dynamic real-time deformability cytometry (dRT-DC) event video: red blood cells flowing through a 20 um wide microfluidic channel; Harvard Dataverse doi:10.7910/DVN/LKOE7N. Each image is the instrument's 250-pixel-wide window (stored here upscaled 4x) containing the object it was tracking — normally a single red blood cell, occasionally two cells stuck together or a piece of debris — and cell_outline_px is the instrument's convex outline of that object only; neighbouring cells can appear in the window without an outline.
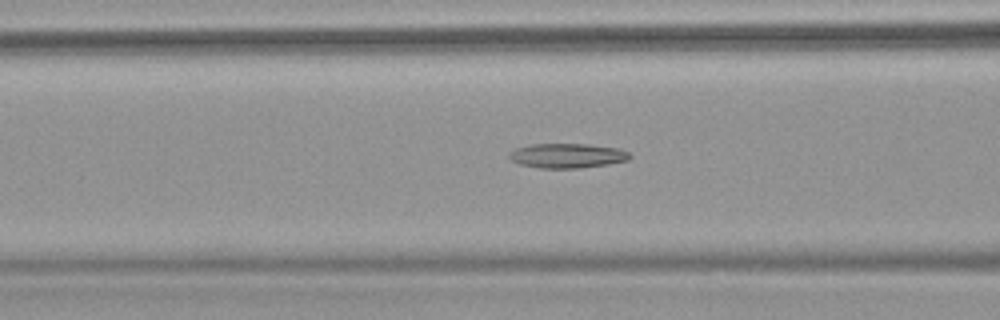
{"species": "common noctule bat (a hibernating species)", "species_latin": "Nyctalus noctula", "temperature_condition": "warm", "stored_images_in_passage": 42, "camera_frame_rate_fps": 3000, "um_per_image_px": 0.085, "animal": {"sex": "female", "body_mass_g": 18.4}, "frame": {"image": 1, "passage_image": 6, "time_ms": 1.667, "image_size_px": [1000, 320], "cell_outline_px": [[632, 156], [628, 160], [608, 164], [580, 168], [540, 168], [520, 164], [508, 160], [508, 152], [516, 148], [528, 144], [588, 144], [616, 148], [628, 152]], "centroid_in_image_um": [48.16, 13.23], "position_along_channel_um": 118.4, "area_um2": 17.4}}
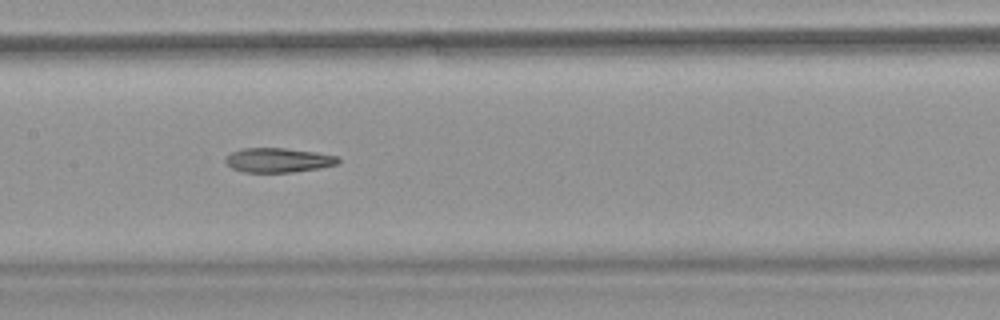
{"frame": {"image": 2, "passage_image": 12, "time_ms": 3.667, "image_size_px": [1000, 320], "cell_outline_px": [[340, 160], [336, 164], [320, 168], [292, 172], [244, 172], [232, 168], [224, 160], [232, 152], [244, 148], [284, 148], [316, 152], [336, 156]], "centroid_in_image_um": [23.65, 13.61], "position_along_channel_um": 183.8, "area_um2": 15.84}}
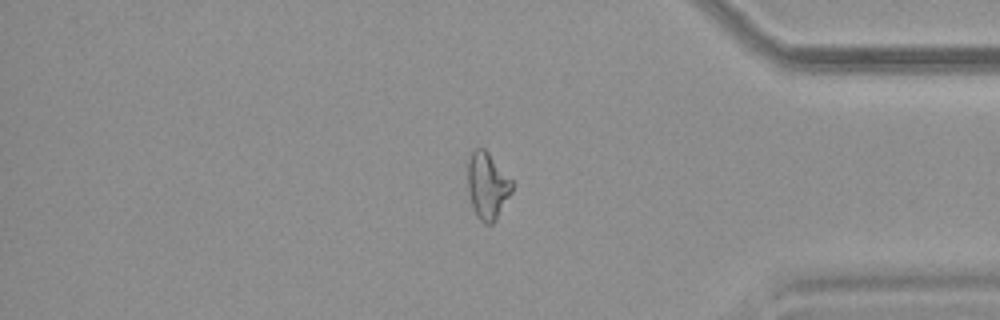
{"frame": {"image": 3, "passage_image": 33, "time_ms": 10.667, "image_size_px": [1000, 320], "cell_outline_px": [[516, 184], [512, 192], [496, 220], [492, 224], [484, 224], [476, 216], [472, 208], [468, 188], [468, 160], [472, 152], [476, 148], [484, 148], [488, 152]], "centroid_in_image_um": [41.45, 15.81], "position_along_channel_um": 393.7, "area_um2": 17.46}}